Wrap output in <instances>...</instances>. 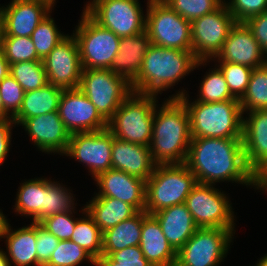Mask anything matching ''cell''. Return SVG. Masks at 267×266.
I'll return each instance as SVG.
<instances>
[{
	"instance_id": "cell-16",
	"label": "cell",
	"mask_w": 267,
	"mask_h": 266,
	"mask_svg": "<svg viewBox=\"0 0 267 266\" xmlns=\"http://www.w3.org/2000/svg\"><path fill=\"white\" fill-rule=\"evenodd\" d=\"M58 113L71 134L107 129V121L78 88L63 89Z\"/></svg>"
},
{
	"instance_id": "cell-5",
	"label": "cell",
	"mask_w": 267,
	"mask_h": 266,
	"mask_svg": "<svg viewBox=\"0 0 267 266\" xmlns=\"http://www.w3.org/2000/svg\"><path fill=\"white\" fill-rule=\"evenodd\" d=\"M157 99L132 92L107 121V129L120 140L149 147Z\"/></svg>"
},
{
	"instance_id": "cell-41",
	"label": "cell",
	"mask_w": 267,
	"mask_h": 266,
	"mask_svg": "<svg viewBox=\"0 0 267 266\" xmlns=\"http://www.w3.org/2000/svg\"><path fill=\"white\" fill-rule=\"evenodd\" d=\"M96 266H152L144 257L139 246H130L112 252L110 255H101Z\"/></svg>"
},
{
	"instance_id": "cell-7",
	"label": "cell",
	"mask_w": 267,
	"mask_h": 266,
	"mask_svg": "<svg viewBox=\"0 0 267 266\" xmlns=\"http://www.w3.org/2000/svg\"><path fill=\"white\" fill-rule=\"evenodd\" d=\"M78 21L72 34L78 44L83 69H110L119 50L120 37L100 26L84 10Z\"/></svg>"
},
{
	"instance_id": "cell-56",
	"label": "cell",
	"mask_w": 267,
	"mask_h": 266,
	"mask_svg": "<svg viewBox=\"0 0 267 266\" xmlns=\"http://www.w3.org/2000/svg\"><path fill=\"white\" fill-rule=\"evenodd\" d=\"M171 266H179L176 262L173 264V265H171Z\"/></svg>"
},
{
	"instance_id": "cell-11",
	"label": "cell",
	"mask_w": 267,
	"mask_h": 266,
	"mask_svg": "<svg viewBox=\"0 0 267 266\" xmlns=\"http://www.w3.org/2000/svg\"><path fill=\"white\" fill-rule=\"evenodd\" d=\"M235 232L234 229L198 228L177 251L176 263L179 266H219L227 257Z\"/></svg>"
},
{
	"instance_id": "cell-29",
	"label": "cell",
	"mask_w": 267,
	"mask_h": 266,
	"mask_svg": "<svg viewBox=\"0 0 267 266\" xmlns=\"http://www.w3.org/2000/svg\"><path fill=\"white\" fill-rule=\"evenodd\" d=\"M142 221L143 211H138L131 218L103 232L101 255H110L112 252L122 250L126 247L139 246Z\"/></svg>"
},
{
	"instance_id": "cell-19",
	"label": "cell",
	"mask_w": 267,
	"mask_h": 266,
	"mask_svg": "<svg viewBox=\"0 0 267 266\" xmlns=\"http://www.w3.org/2000/svg\"><path fill=\"white\" fill-rule=\"evenodd\" d=\"M52 9L54 10L44 0H11L8 5L0 6L4 22V36L30 37Z\"/></svg>"
},
{
	"instance_id": "cell-17",
	"label": "cell",
	"mask_w": 267,
	"mask_h": 266,
	"mask_svg": "<svg viewBox=\"0 0 267 266\" xmlns=\"http://www.w3.org/2000/svg\"><path fill=\"white\" fill-rule=\"evenodd\" d=\"M19 126L24 128L39 151L64 156L71 133L64 126L58 111L26 118Z\"/></svg>"
},
{
	"instance_id": "cell-34",
	"label": "cell",
	"mask_w": 267,
	"mask_h": 266,
	"mask_svg": "<svg viewBox=\"0 0 267 266\" xmlns=\"http://www.w3.org/2000/svg\"><path fill=\"white\" fill-rule=\"evenodd\" d=\"M215 68H209V71L205 73L201 83L199 84L198 97L194 100L200 102H220L225 100H238L235 99L229 91L224 74L217 66Z\"/></svg>"
},
{
	"instance_id": "cell-4",
	"label": "cell",
	"mask_w": 267,
	"mask_h": 266,
	"mask_svg": "<svg viewBox=\"0 0 267 266\" xmlns=\"http://www.w3.org/2000/svg\"><path fill=\"white\" fill-rule=\"evenodd\" d=\"M169 99H180L186 106L192 138L242 139L244 114L240 100L190 101L184 88L175 91Z\"/></svg>"
},
{
	"instance_id": "cell-13",
	"label": "cell",
	"mask_w": 267,
	"mask_h": 266,
	"mask_svg": "<svg viewBox=\"0 0 267 266\" xmlns=\"http://www.w3.org/2000/svg\"><path fill=\"white\" fill-rule=\"evenodd\" d=\"M236 24L223 3L212 13L191 22L192 52L198 60H212L222 49L229 31Z\"/></svg>"
},
{
	"instance_id": "cell-15",
	"label": "cell",
	"mask_w": 267,
	"mask_h": 266,
	"mask_svg": "<svg viewBox=\"0 0 267 266\" xmlns=\"http://www.w3.org/2000/svg\"><path fill=\"white\" fill-rule=\"evenodd\" d=\"M49 84L63 89L79 87L83 67L75 37L67 35L42 60Z\"/></svg>"
},
{
	"instance_id": "cell-45",
	"label": "cell",
	"mask_w": 267,
	"mask_h": 266,
	"mask_svg": "<svg viewBox=\"0 0 267 266\" xmlns=\"http://www.w3.org/2000/svg\"><path fill=\"white\" fill-rule=\"evenodd\" d=\"M59 239L45 229L40 223H36V254L37 266H45L59 244Z\"/></svg>"
},
{
	"instance_id": "cell-10",
	"label": "cell",
	"mask_w": 267,
	"mask_h": 266,
	"mask_svg": "<svg viewBox=\"0 0 267 266\" xmlns=\"http://www.w3.org/2000/svg\"><path fill=\"white\" fill-rule=\"evenodd\" d=\"M215 185L197 183L185 204L198 228L235 229V214L229 196Z\"/></svg>"
},
{
	"instance_id": "cell-54",
	"label": "cell",
	"mask_w": 267,
	"mask_h": 266,
	"mask_svg": "<svg viewBox=\"0 0 267 266\" xmlns=\"http://www.w3.org/2000/svg\"><path fill=\"white\" fill-rule=\"evenodd\" d=\"M255 266H267V254H265L263 257L258 259Z\"/></svg>"
},
{
	"instance_id": "cell-43",
	"label": "cell",
	"mask_w": 267,
	"mask_h": 266,
	"mask_svg": "<svg viewBox=\"0 0 267 266\" xmlns=\"http://www.w3.org/2000/svg\"><path fill=\"white\" fill-rule=\"evenodd\" d=\"M73 213L76 212L58 213L46 217L40 224L59 240H70L77 221Z\"/></svg>"
},
{
	"instance_id": "cell-44",
	"label": "cell",
	"mask_w": 267,
	"mask_h": 266,
	"mask_svg": "<svg viewBox=\"0 0 267 266\" xmlns=\"http://www.w3.org/2000/svg\"><path fill=\"white\" fill-rule=\"evenodd\" d=\"M229 1V2H228ZM224 0L235 21L244 23L267 10V0Z\"/></svg>"
},
{
	"instance_id": "cell-18",
	"label": "cell",
	"mask_w": 267,
	"mask_h": 266,
	"mask_svg": "<svg viewBox=\"0 0 267 266\" xmlns=\"http://www.w3.org/2000/svg\"><path fill=\"white\" fill-rule=\"evenodd\" d=\"M232 62L252 69L264 66L267 58L245 23H238L231 28L222 49L211 62ZM216 61V62H215Z\"/></svg>"
},
{
	"instance_id": "cell-21",
	"label": "cell",
	"mask_w": 267,
	"mask_h": 266,
	"mask_svg": "<svg viewBox=\"0 0 267 266\" xmlns=\"http://www.w3.org/2000/svg\"><path fill=\"white\" fill-rule=\"evenodd\" d=\"M111 165L113 169L147 181L157 164L148 146L123 141L113 136Z\"/></svg>"
},
{
	"instance_id": "cell-22",
	"label": "cell",
	"mask_w": 267,
	"mask_h": 266,
	"mask_svg": "<svg viewBox=\"0 0 267 266\" xmlns=\"http://www.w3.org/2000/svg\"><path fill=\"white\" fill-rule=\"evenodd\" d=\"M243 149L248 167L254 172L267 160V109L243 112Z\"/></svg>"
},
{
	"instance_id": "cell-24",
	"label": "cell",
	"mask_w": 267,
	"mask_h": 266,
	"mask_svg": "<svg viewBox=\"0 0 267 266\" xmlns=\"http://www.w3.org/2000/svg\"><path fill=\"white\" fill-rule=\"evenodd\" d=\"M150 44L146 31L133 36L120 37L119 50L113 58L110 70L131 82L138 75Z\"/></svg>"
},
{
	"instance_id": "cell-2",
	"label": "cell",
	"mask_w": 267,
	"mask_h": 266,
	"mask_svg": "<svg viewBox=\"0 0 267 266\" xmlns=\"http://www.w3.org/2000/svg\"><path fill=\"white\" fill-rule=\"evenodd\" d=\"M210 60H198L192 51L150 44L138 75L130 82L132 92L158 97L181 82L195 68Z\"/></svg>"
},
{
	"instance_id": "cell-30",
	"label": "cell",
	"mask_w": 267,
	"mask_h": 266,
	"mask_svg": "<svg viewBox=\"0 0 267 266\" xmlns=\"http://www.w3.org/2000/svg\"><path fill=\"white\" fill-rule=\"evenodd\" d=\"M46 178H34L20 183L13 210L32 219L45 207Z\"/></svg>"
},
{
	"instance_id": "cell-51",
	"label": "cell",
	"mask_w": 267,
	"mask_h": 266,
	"mask_svg": "<svg viewBox=\"0 0 267 266\" xmlns=\"http://www.w3.org/2000/svg\"><path fill=\"white\" fill-rule=\"evenodd\" d=\"M13 119L4 109L2 99L0 97V120Z\"/></svg>"
},
{
	"instance_id": "cell-48",
	"label": "cell",
	"mask_w": 267,
	"mask_h": 266,
	"mask_svg": "<svg viewBox=\"0 0 267 266\" xmlns=\"http://www.w3.org/2000/svg\"><path fill=\"white\" fill-rule=\"evenodd\" d=\"M253 187L255 190L267 191V160L253 172Z\"/></svg>"
},
{
	"instance_id": "cell-35",
	"label": "cell",
	"mask_w": 267,
	"mask_h": 266,
	"mask_svg": "<svg viewBox=\"0 0 267 266\" xmlns=\"http://www.w3.org/2000/svg\"><path fill=\"white\" fill-rule=\"evenodd\" d=\"M10 75L27 92L46 86L47 74L42 61H26L10 64Z\"/></svg>"
},
{
	"instance_id": "cell-23",
	"label": "cell",
	"mask_w": 267,
	"mask_h": 266,
	"mask_svg": "<svg viewBox=\"0 0 267 266\" xmlns=\"http://www.w3.org/2000/svg\"><path fill=\"white\" fill-rule=\"evenodd\" d=\"M139 247L152 266H171L177 260V252L169 244L159 222L146 211H143Z\"/></svg>"
},
{
	"instance_id": "cell-3",
	"label": "cell",
	"mask_w": 267,
	"mask_h": 266,
	"mask_svg": "<svg viewBox=\"0 0 267 266\" xmlns=\"http://www.w3.org/2000/svg\"><path fill=\"white\" fill-rule=\"evenodd\" d=\"M156 104L152 139L149 145L157 165L185 164L191 142L190 118L180 99Z\"/></svg>"
},
{
	"instance_id": "cell-32",
	"label": "cell",
	"mask_w": 267,
	"mask_h": 266,
	"mask_svg": "<svg viewBox=\"0 0 267 266\" xmlns=\"http://www.w3.org/2000/svg\"><path fill=\"white\" fill-rule=\"evenodd\" d=\"M79 212H82L83 217L77 218L70 240L85 249L97 261L102 254L103 233L85 209V205Z\"/></svg>"
},
{
	"instance_id": "cell-12",
	"label": "cell",
	"mask_w": 267,
	"mask_h": 266,
	"mask_svg": "<svg viewBox=\"0 0 267 266\" xmlns=\"http://www.w3.org/2000/svg\"><path fill=\"white\" fill-rule=\"evenodd\" d=\"M139 0H92L83 10L100 26L118 37L145 31L146 15Z\"/></svg>"
},
{
	"instance_id": "cell-1",
	"label": "cell",
	"mask_w": 267,
	"mask_h": 266,
	"mask_svg": "<svg viewBox=\"0 0 267 266\" xmlns=\"http://www.w3.org/2000/svg\"><path fill=\"white\" fill-rule=\"evenodd\" d=\"M185 165L197 183L235 182L253 187V171L246 163L242 139L192 138Z\"/></svg>"
},
{
	"instance_id": "cell-6",
	"label": "cell",
	"mask_w": 267,
	"mask_h": 266,
	"mask_svg": "<svg viewBox=\"0 0 267 266\" xmlns=\"http://www.w3.org/2000/svg\"><path fill=\"white\" fill-rule=\"evenodd\" d=\"M196 184V177L185 164L156 165L146 181L145 211L152 215L185 203Z\"/></svg>"
},
{
	"instance_id": "cell-40",
	"label": "cell",
	"mask_w": 267,
	"mask_h": 266,
	"mask_svg": "<svg viewBox=\"0 0 267 266\" xmlns=\"http://www.w3.org/2000/svg\"><path fill=\"white\" fill-rule=\"evenodd\" d=\"M171 9L192 22L219 8L224 0H162Z\"/></svg>"
},
{
	"instance_id": "cell-37",
	"label": "cell",
	"mask_w": 267,
	"mask_h": 266,
	"mask_svg": "<svg viewBox=\"0 0 267 266\" xmlns=\"http://www.w3.org/2000/svg\"><path fill=\"white\" fill-rule=\"evenodd\" d=\"M85 260L96 266L95 259L81 246L71 240H60L45 266H78Z\"/></svg>"
},
{
	"instance_id": "cell-27",
	"label": "cell",
	"mask_w": 267,
	"mask_h": 266,
	"mask_svg": "<svg viewBox=\"0 0 267 266\" xmlns=\"http://www.w3.org/2000/svg\"><path fill=\"white\" fill-rule=\"evenodd\" d=\"M85 209L102 233L138 212L132 205L111 197H92Z\"/></svg>"
},
{
	"instance_id": "cell-28",
	"label": "cell",
	"mask_w": 267,
	"mask_h": 266,
	"mask_svg": "<svg viewBox=\"0 0 267 266\" xmlns=\"http://www.w3.org/2000/svg\"><path fill=\"white\" fill-rule=\"evenodd\" d=\"M62 92L63 88L49 83L42 88L25 92L20 110L13 118L17 127L26 118L58 111Z\"/></svg>"
},
{
	"instance_id": "cell-31",
	"label": "cell",
	"mask_w": 267,
	"mask_h": 266,
	"mask_svg": "<svg viewBox=\"0 0 267 266\" xmlns=\"http://www.w3.org/2000/svg\"><path fill=\"white\" fill-rule=\"evenodd\" d=\"M72 189L65 187L59 181H52L46 178L45 207L31 220V222L40 223L46 217L75 211V194L71 193ZM75 204V206H74Z\"/></svg>"
},
{
	"instance_id": "cell-42",
	"label": "cell",
	"mask_w": 267,
	"mask_h": 266,
	"mask_svg": "<svg viewBox=\"0 0 267 266\" xmlns=\"http://www.w3.org/2000/svg\"><path fill=\"white\" fill-rule=\"evenodd\" d=\"M25 91L21 85L8 74L0 83V97L5 111L14 118L22 105Z\"/></svg>"
},
{
	"instance_id": "cell-33",
	"label": "cell",
	"mask_w": 267,
	"mask_h": 266,
	"mask_svg": "<svg viewBox=\"0 0 267 266\" xmlns=\"http://www.w3.org/2000/svg\"><path fill=\"white\" fill-rule=\"evenodd\" d=\"M240 106L243 112L267 109V63L252 70L248 88L240 100Z\"/></svg>"
},
{
	"instance_id": "cell-49",
	"label": "cell",
	"mask_w": 267,
	"mask_h": 266,
	"mask_svg": "<svg viewBox=\"0 0 267 266\" xmlns=\"http://www.w3.org/2000/svg\"><path fill=\"white\" fill-rule=\"evenodd\" d=\"M8 74H10L9 62L4 57L3 52L0 51V83Z\"/></svg>"
},
{
	"instance_id": "cell-25",
	"label": "cell",
	"mask_w": 267,
	"mask_h": 266,
	"mask_svg": "<svg viewBox=\"0 0 267 266\" xmlns=\"http://www.w3.org/2000/svg\"><path fill=\"white\" fill-rule=\"evenodd\" d=\"M152 215L176 252L198 229L185 203L165 208Z\"/></svg>"
},
{
	"instance_id": "cell-47",
	"label": "cell",
	"mask_w": 267,
	"mask_h": 266,
	"mask_svg": "<svg viewBox=\"0 0 267 266\" xmlns=\"http://www.w3.org/2000/svg\"><path fill=\"white\" fill-rule=\"evenodd\" d=\"M16 124L13 119L0 120V166L5 162L10 152L12 129Z\"/></svg>"
},
{
	"instance_id": "cell-9",
	"label": "cell",
	"mask_w": 267,
	"mask_h": 266,
	"mask_svg": "<svg viewBox=\"0 0 267 266\" xmlns=\"http://www.w3.org/2000/svg\"><path fill=\"white\" fill-rule=\"evenodd\" d=\"M78 89L106 121L132 93L130 82L110 69H83Z\"/></svg>"
},
{
	"instance_id": "cell-26",
	"label": "cell",
	"mask_w": 267,
	"mask_h": 266,
	"mask_svg": "<svg viewBox=\"0 0 267 266\" xmlns=\"http://www.w3.org/2000/svg\"><path fill=\"white\" fill-rule=\"evenodd\" d=\"M9 224L5 238V257L9 266H37L36 254V223L14 229Z\"/></svg>"
},
{
	"instance_id": "cell-39",
	"label": "cell",
	"mask_w": 267,
	"mask_h": 266,
	"mask_svg": "<svg viewBox=\"0 0 267 266\" xmlns=\"http://www.w3.org/2000/svg\"><path fill=\"white\" fill-rule=\"evenodd\" d=\"M218 67L224 74L231 95L238 100L246 93L248 88L252 68L232 63V62H217Z\"/></svg>"
},
{
	"instance_id": "cell-38",
	"label": "cell",
	"mask_w": 267,
	"mask_h": 266,
	"mask_svg": "<svg viewBox=\"0 0 267 266\" xmlns=\"http://www.w3.org/2000/svg\"><path fill=\"white\" fill-rule=\"evenodd\" d=\"M2 52L10 64L26 61H42L31 37L4 36Z\"/></svg>"
},
{
	"instance_id": "cell-8",
	"label": "cell",
	"mask_w": 267,
	"mask_h": 266,
	"mask_svg": "<svg viewBox=\"0 0 267 266\" xmlns=\"http://www.w3.org/2000/svg\"><path fill=\"white\" fill-rule=\"evenodd\" d=\"M145 31L151 44L192 51L191 22L162 0H147Z\"/></svg>"
},
{
	"instance_id": "cell-53",
	"label": "cell",
	"mask_w": 267,
	"mask_h": 266,
	"mask_svg": "<svg viewBox=\"0 0 267 266\" xmlns=\"http://www.w3.org/2000/svg\"><path fill=\"white\" fill-rule=\"evenodd\" d=\"M4 249H1L0 247V266H9V263L5 257Z\"/></svg>"
},
{
	"instance_id": "cell-55",
	"label": "cell",
	"mask_w": 267,
	"mask_h": 266,
	"mask_svg": "<svg viewBox=\"0 0 267 266\" xmlns=\"http://www.w3.org/2000/svg\"><path fill=\"white\" fill-rule=\"evenodd\" d=\"M92 0L88 1L86 4H85V7L91 2Z\"/></svg>"
},
{
	"instance_id": "cell-20",
	"label": "cell",
	"mask_w": 267,
	"mask_h": 266,
	"mask_svg": "<svg viewBox=\"0 0 267 266\" xmlns=\"http://www.w3.org/2000/svg\"><path fill=\"white\" fill-rule=\"evenodd\" d=\"M94 181L99 187L94 197L117 198L132 205L137 211H145L146 180L111 168L100 173Z\"/></svg>"
},
{
	"instance_id": "cell-14",
	"label": "cell",
	"mask_w": 267,
	"mask_h": 266,
	"mask_svg": "<svg viewBox=\"0 0 267 266\" xmlns=\"http://www.w3.org/2000/svg\"><path fill=\"white\" fill-rule=\"evenodd\" d=\"M112 144L113 134L108 129L77 132L71 134L64 155L86 164L84 166H87L89 175L95 179L100 173L112 168Z\"/></svg>"
},
{
	"instance_id": "cell-50",
	"label": "cell",
	"mask_w": 267,
	"mask_h": 266,
	"mask_svg": "<svg viewBox=\"0 0 267 266\" xmlns=\"http://www.w3.org/2000/svg\"><path fill=\"white\" fill-rule=\"evenodd\" d=\"M9 224L10 222L8 221L7 216H5L0 209V240L4 239L3 237L6 234Z\"/></svg>"
},
{
	"instance_id": "cell-36",
	"label": "cell",
	"mask_w": 267,
	"mask_h": 266,
	"mask_svg": "<svg viewBox=\"0 0 267 266\" xmlns=\"http://www.w3.org/2000/svg\"><path fill=\"white\" fill-rule=\"evenodd\" d=\"M51 13L52 11L39 23L30 36L41 60L68 35L61 30L59 31L54 18L50 15Z\"/></svg>"
},
{
	"instance_id": "cell-52",
	"label": "cell",
	"mask_w": 267,
	"mask_h": 266,
	"mask_svg": "<svg viewBox=\"0 0 267 266\" xmlns=\"http://www.w3.org/2000/svg\"><path fill=\"white\" fill-rule=\"evenodd\" d=\"M4 35H5L4 22H3V18L1 16V13H0V51H2Z\"/></svg>"
},
{
	"instance_id": "cell-46",
	"label": "cell",
	"mask_w": 267,
	"mask_h": 266,
	"mask_svg": "<svg viewBox=\"0 0 267 266\" xmlns=\"http://www.w3.org/2000/svg\"><path fill=\"white\" fill-rule=\"evenodd\" d=\"M252 31L265 57L267 58V10L244 22Z\"/></svg>"
}]
</instances>
